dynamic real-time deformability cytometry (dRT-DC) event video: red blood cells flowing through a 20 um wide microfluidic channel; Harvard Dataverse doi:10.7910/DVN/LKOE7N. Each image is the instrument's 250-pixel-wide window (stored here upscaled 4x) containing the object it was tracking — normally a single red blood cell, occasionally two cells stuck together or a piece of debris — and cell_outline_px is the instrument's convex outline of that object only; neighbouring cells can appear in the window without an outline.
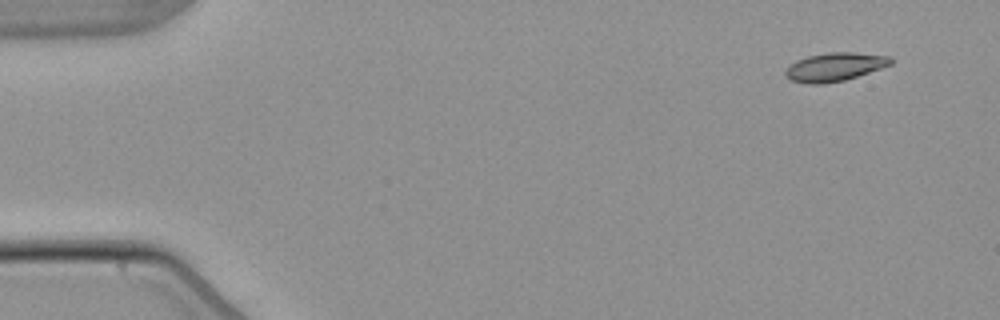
{"species": "common noctule bat (a hibernating species)", "species_latin": "Nyctalus noctula", "temperature_condition": "warm", "stored_images_in_passage": 3, "camera_frame_rate_fps": 3000, "um_per_image_px": 0.085, "animal": {"sex": "male", "body_mass_g": 21.5, "forearm_length_mm": 52.0}, "frame": {"image": 1, "passage_image": 1, "time_ms": 0.0, "image_size_px": [1000, 320], "cell_outline_px": [[892, 64], [844, 80], [820, 84], [808, 84], [792, 80], [784, 76], [784, 72], [796, 60], [808, 56], [828, 52], [852, 52], [892, 56]], "centroid_in_image_um": [70.95, 5.68], "position_along_channel_um": 14.1, "area_um2": 17.28}}